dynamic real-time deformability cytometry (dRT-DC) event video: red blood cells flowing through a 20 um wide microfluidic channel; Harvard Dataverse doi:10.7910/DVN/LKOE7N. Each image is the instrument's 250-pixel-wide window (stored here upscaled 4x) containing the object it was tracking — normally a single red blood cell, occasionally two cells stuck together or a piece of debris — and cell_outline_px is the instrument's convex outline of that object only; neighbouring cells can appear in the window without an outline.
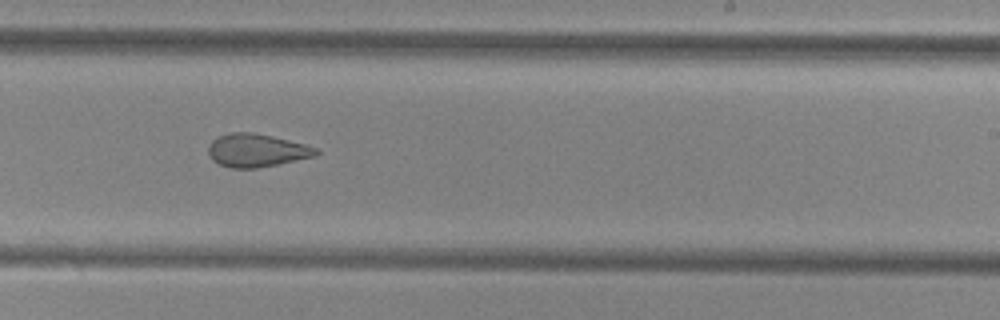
{"species": "common noctule bat (a hibernating species)", "species_latin": "Nyctalus noctula", "temperature_condition": "cold", "stored_images_in_passage": 31, "camera_frame_rate_fps": 3000, "um_per_image_px": 0.085, "animal": {"sex": "female", "body_mass_g": 29.2, "forearm_length_mm": 56.3}, "frame": {"image": 1, "passage_image": 18, "time_ms": 5.667, "image_size_px": [1000, 320], "cell_outline_px": [[320, 152], [316, 156], [256, 168], [232, 168], [220, 164], [212, 160], [208, 152], [208, 144], [212, 140], [220, 136], [232, 132], [252, 132], [272, 136], [304, 144], [316, 148]], "centroid_in_image_um": [21.79, 12.78], "position_along_channel_um": 267.2, "area_um2": 20.58}}